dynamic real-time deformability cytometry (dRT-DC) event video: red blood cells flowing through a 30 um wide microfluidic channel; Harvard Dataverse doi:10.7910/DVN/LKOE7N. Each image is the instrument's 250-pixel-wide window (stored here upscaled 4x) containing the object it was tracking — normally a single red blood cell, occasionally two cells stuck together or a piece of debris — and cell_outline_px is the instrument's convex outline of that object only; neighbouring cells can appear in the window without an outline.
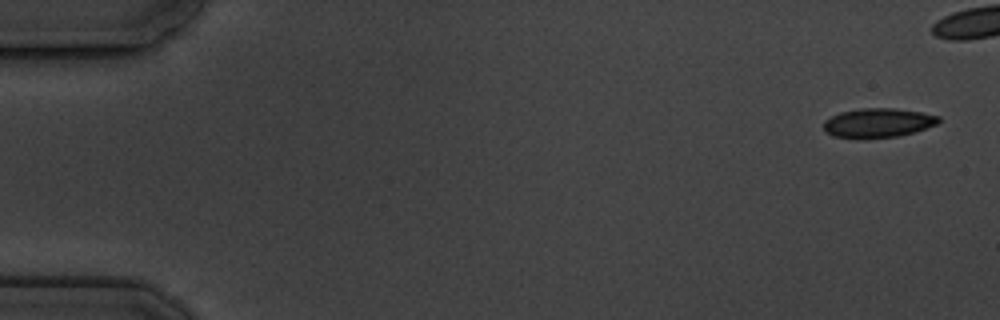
{"species": "common noctule bat (a hibernating species)", "species_latin": "Nyctalus noctula", "temperature_condition": "cold", "stored_images_in_passage": 17, "camera_frame_rate_fps": 3000, "um_per_image_px": 0.085, "animal": {"sex": "male", "body_mass_g": 19.5, "forearm_length_mm": 54.6}, "frame": {"image": 1, "passage_image": 1, "time_ms": 0.0, "image_size_px": [1000, 320], "cell_outline_px": [[940, 120], [936, 124], [900, 136], [860, 140], [856, 140], [832, 136], [824, 132], [824, 120], [840, 112], [860, 108], [896, 108], [920, 112], [940, 116]], "centroid_in_image_um": [74.56, 10.47], "position_along_channel_um": 10.4, "area_um2": 20.0}}
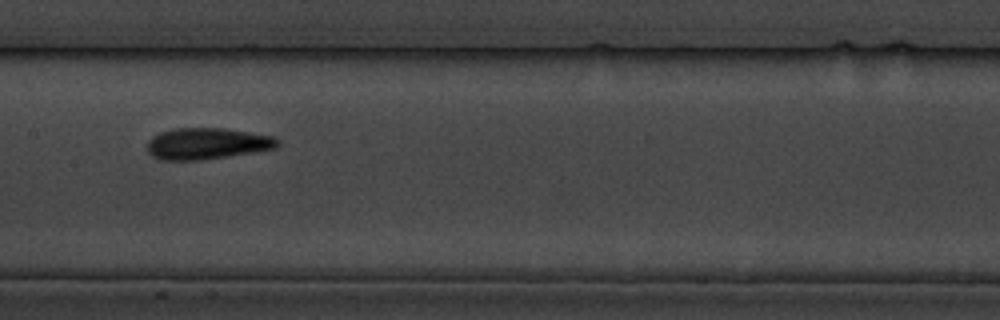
{"frame": {"image": 2, "passage_image": 10, "time_ms": 11.0, "image_size_px": [1000, 320], "cell_outline_px": [[280, 144], [276, 148], [252, 152], [200, 160], [160, 160], [152, 156], [148, 152], [148, 140], [152, 136], [160, 132], [176, 128], [224, 128], [272, 136], [280, 140]], "centroid_in_image_um": [17.58, 12.2], "position_along_channel_um": 189.8, "area_um2": 23.76}}
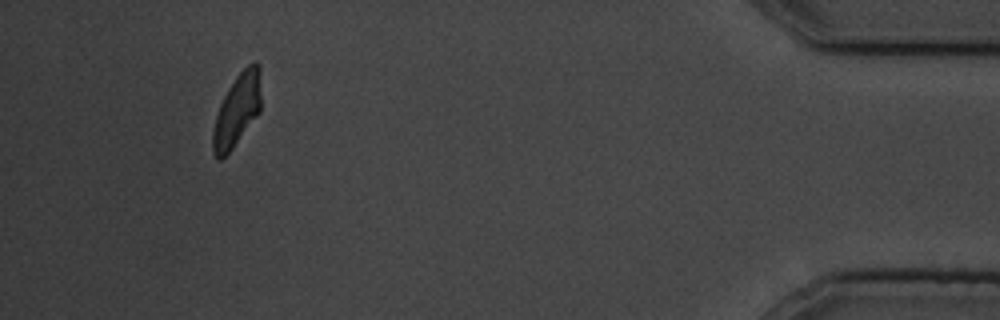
{"frame": {"image": 3, "passage_image": 17, "time_ms": 19.333, "image_size_px": [1000, 320], "cell_outline_px": [[260, 112], [232, 148], [220, 160], [216, 160], [212, 152], [212, 132], [216, 116], [220, 104], [228, 88], [236, 76], [248, 64], [256, 60], [260, 64]], "centroid_in_image_um": [20.14, 9.35], "position_along_channel_um": 415.1, "area_um2": 20.29}}